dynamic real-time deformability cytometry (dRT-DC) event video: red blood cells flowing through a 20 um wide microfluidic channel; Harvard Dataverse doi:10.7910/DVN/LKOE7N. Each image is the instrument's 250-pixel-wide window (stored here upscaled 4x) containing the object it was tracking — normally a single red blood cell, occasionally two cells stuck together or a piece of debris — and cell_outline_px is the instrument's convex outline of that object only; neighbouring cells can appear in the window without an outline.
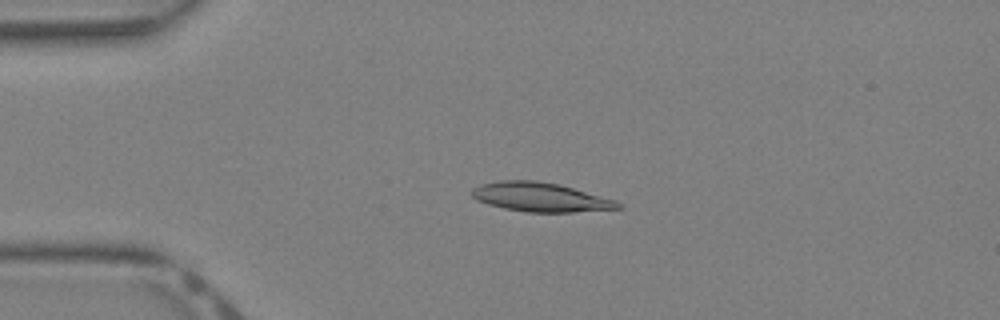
{"species": "Egyptian fruit bat (a non-hibernating species)", "species_latin": "Rousettus aegyptiacus", "temperature_condition": "warm", "stored_images_in_passage": 40, "camera_frame_rate_fps": 3000, "um_per_image_px": 0.085, "animal": {"sex": "female"}, "frame": {"image": 1, "passage_image": 9, "time_ms": 2.667, "image_size_px": [1000, 320], "cell_outline_px": [[624, 208], [572, 212], [528, 212], [504, 208], [488, 204], [476, 200], [472, 196], [472, 188], [480, 184], [500, 180], [536, 180], [560, 184], [616, 200]], "centroid_in_image_um": [45.93, 16.75], "position_along_channel_um": 39.1, "area_um2": 24.85}}
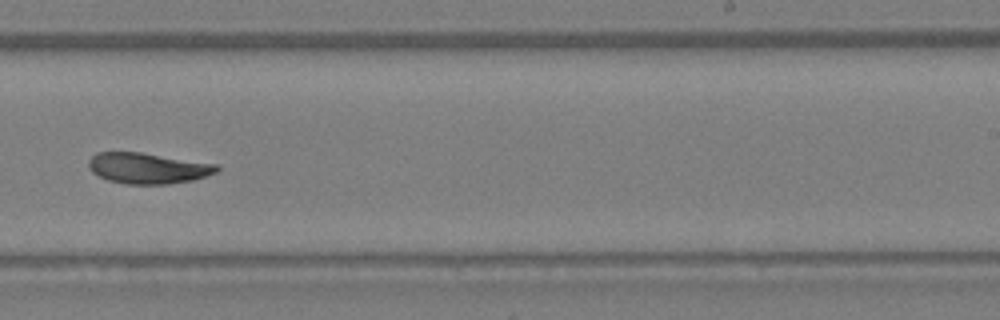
{"frame": {"image": 2, "passage_image": 25, "time_ms": 8.0, "image_size_px": [1000, 320], "cell_outline_px": [[220, 168], [216, 172], [192, 180], [168, 184], [128, 184], [108, 180], [92, 172], [88, 168], [88, 160], [96, 152], [140, 152], [220, 164]], "centroid_in_image_um": [12.57, 14.28], "position_along_channel_um": 276.4, "area_um2": 23.06}}
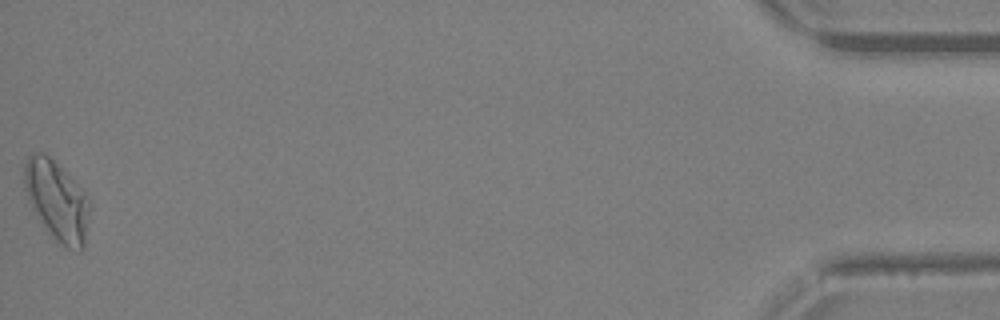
{"frame": {"image": 3, "passage_image": 40, "time_ms": 13.0, "image_size_px": [1000, 320], "cell_outline_px": [[92, 208], [84, 248], [80, 252], [68, 248], [60, 244], [56, 240], [40, 220], [32, 208], [24, 188], [24, 164], [28, 156], [32, 152], [44, 152], [88, 196]], "centroid_in_image_um": [4.87, 17.09], "position_along_channel_um": 430.3, "area_um2": 30.29}}